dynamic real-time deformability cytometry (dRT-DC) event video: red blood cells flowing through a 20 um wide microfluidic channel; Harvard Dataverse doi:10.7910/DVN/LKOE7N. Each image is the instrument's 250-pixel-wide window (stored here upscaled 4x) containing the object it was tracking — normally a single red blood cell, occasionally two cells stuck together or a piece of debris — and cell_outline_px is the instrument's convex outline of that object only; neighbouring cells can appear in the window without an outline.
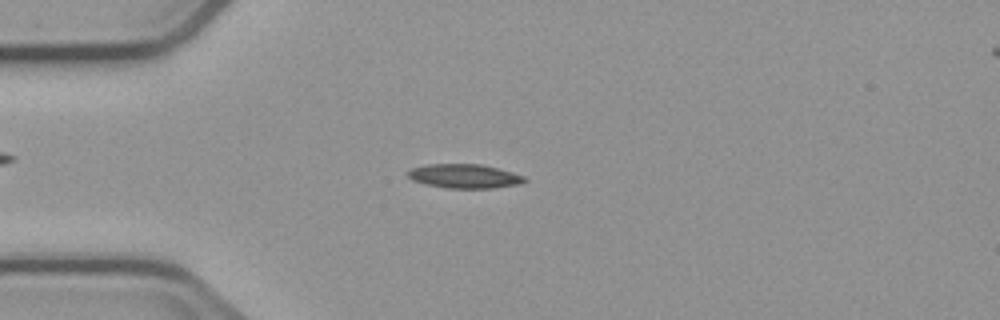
{"species": "common noctule bat (a hibernating species)", "species_latin": "Nyctalus noctula", "temperature_condition": "cold", "stored_images_in_passage": 5, "camera_frame_rate_fps": 3000, "um_per_image_px": 0.085, "animal": {"sex": "male", "body_mass_g": 23.1, "forearm_length_mm": 52.7}, "frame": {"image": 1, "passage_image": 4, "time_ms": 3.333, "image_size_px": [1000, 320], "cell_outline_px": [[528, 180], [524, 184], [492, 188], [448, 188], [424, 184], [412, 180], [408, 176], [408, 172], [412, 168], [428, 164], [480, 164], [512, 172], [524, 176]], "centroid_in_image_um": [39.51, 14.98], "position_along_channel_um": 45.5, "area_um2": 16.42}}
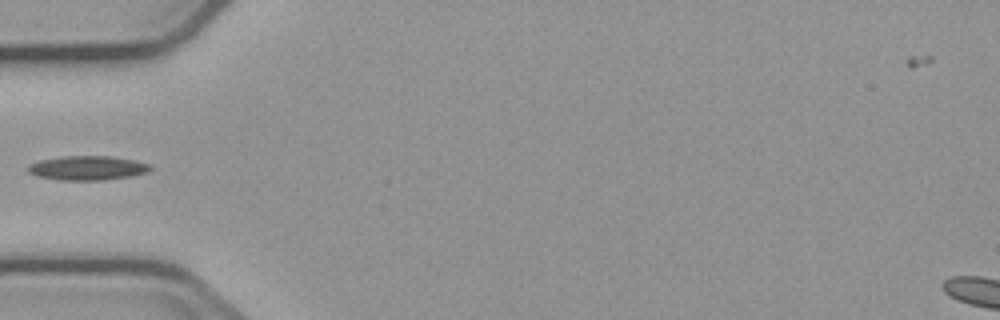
{"frame": {"image": 2, "passage_image": 5, "time_ms": 4.667, "image_size_px": [1000, 320], "cell_outline_px": [[152, 168], [148, 172], [128, 176], [104, 180], [56, 180], [36, 176], [28, 172], [28, 164], [40, 160], [64, 156], [112, 156], [132, 160], [148, 164]], "centroid_in_image_um": [7.38, 14.28], "position_along_channel_um": 77.6, "area_um2": 17.22}}